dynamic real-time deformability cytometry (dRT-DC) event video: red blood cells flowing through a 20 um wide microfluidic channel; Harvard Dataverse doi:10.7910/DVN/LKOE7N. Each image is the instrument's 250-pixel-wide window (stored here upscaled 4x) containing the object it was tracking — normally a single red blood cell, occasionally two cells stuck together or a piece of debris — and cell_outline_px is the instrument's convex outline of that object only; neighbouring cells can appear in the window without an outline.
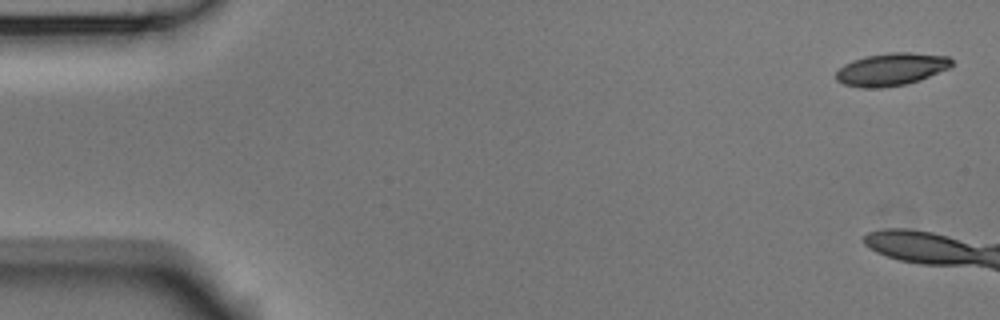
{"species": "Egyptian fruit bat (a non-hibernating species)", "species_latin": "Rousettus aegyptiacus", "temperature_condition": "room temperature", "stored_images_in_passage": 4, "camera_frame_rate_fps": 3000, "um_per_image_px": 0.085, "animal": {"sex": "male"}, "frame": {"image": 1, "passage_image": 1, "time_ms": 0.0, "image_size_px": [1000, 320], "cell_outline_px": [[952, 64], [948, 68], [920, 80], [904, 84], [880, 88], [864, 88], [844, 84], [836, 80], [836, 72], [844, 64], [852, 60], [864, 56], [892, 52], [908, 52], [948, 56], [952, 60]], "centroid_in_image_um": [75.73, 5.88], "position_along_channel_um": 9.3, "area_um2": 21.85}}